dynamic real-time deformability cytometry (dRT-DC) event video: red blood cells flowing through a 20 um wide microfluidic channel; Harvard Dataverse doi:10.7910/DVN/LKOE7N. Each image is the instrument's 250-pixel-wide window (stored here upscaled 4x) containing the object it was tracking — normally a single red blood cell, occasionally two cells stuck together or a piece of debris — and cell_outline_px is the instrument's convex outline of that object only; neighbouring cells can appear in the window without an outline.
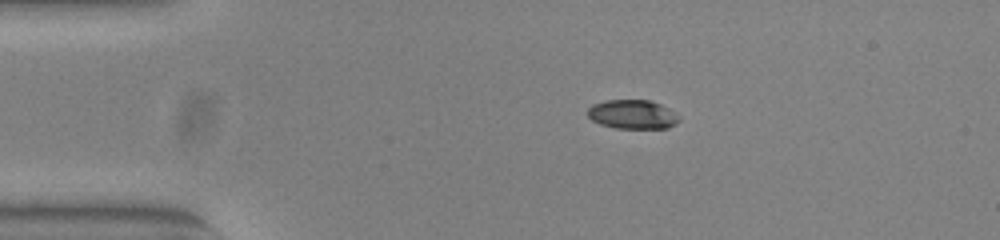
{"species": "common noctule bat (a hibernating species)", "species_latin": "Nyctalus noctula", "temperature_condition": "warm", "stored_images_in_passage": 41, "camera_frame_rate_fps": 3000, "um_per_image_px": 0.085, "animal": {"sex": "female", "body_mass_g": 23.0, "forearm_length_mm": 53.4}, "frame": {"image": 1, "passage_image": 1, "time_ms": 0.0, "image_size_px": [1000, 240], "cell_outline_px": [[668, 124], [660, 128], [632, 128], [608, 124], [592, 116], [596, 108], [604, 104], [620, 100], [640, 100], [652, 104]], "centroid_in_image_um": [53.57, 9.74], "position_along_channel_um": 31.4, "area_um2": 11.27}}
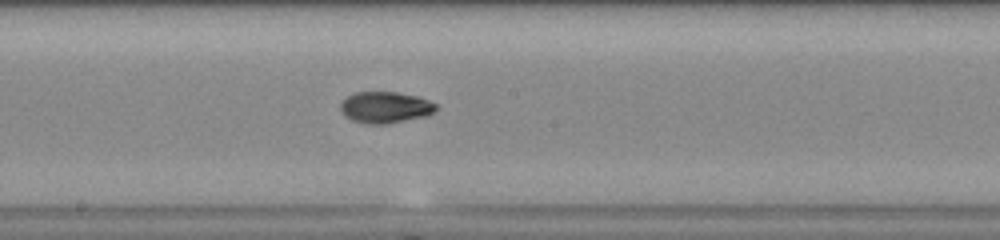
{"frame": {"image": 2, "passage_image": 19, "time_ms": 6.0, "image_size_px": [1000, 240], "cell_outline_px": [[432, 108], [428, 112], [384, 120], [376, 120], [360, 116], [352, 112], [348, 108], [348, 100], [360, 96], [400, 96], [420, 100], [432, 104]], "centroid_in_image_um": [32.91, 9.09], "position_along_channel_um": 215.3, "area_um2": 11.16}}
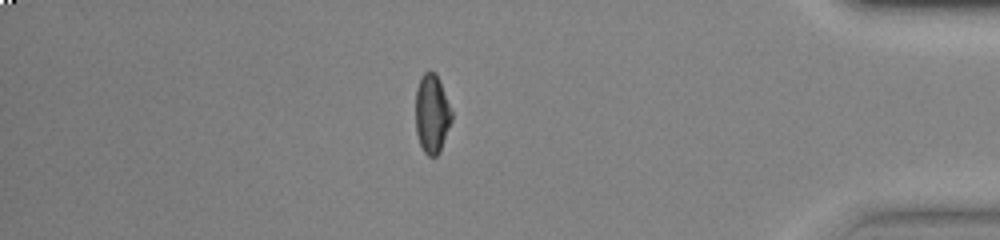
{"frame": {"image": 3, "passage_image": 36, "time_ms": 11.667, "image_size_px": [1000, 240], "cell_outline_px": [[448, 124], [440, 144], [436, 152], [428, 152], [424, 148], [420, 140], [416, 112], [416, 104], [420, 84], [424, 76], [432, 76], [436, 80], [440, 88], [444, 100], [448, 116]], "centroid_in_image_um": [36.64, 9.71], "position_along_channel_um": 398.6, "area_um2": 13.01}}